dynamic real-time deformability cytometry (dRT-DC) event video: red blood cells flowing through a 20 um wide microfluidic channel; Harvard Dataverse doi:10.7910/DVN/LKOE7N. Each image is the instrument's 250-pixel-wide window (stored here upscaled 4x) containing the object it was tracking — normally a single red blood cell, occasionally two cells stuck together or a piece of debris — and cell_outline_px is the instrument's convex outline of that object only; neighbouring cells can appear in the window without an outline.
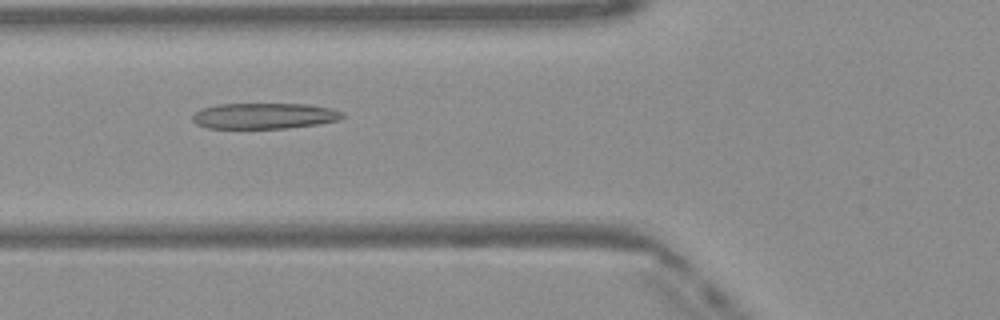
{"species": "Egyptian fruit bat (a non-hibernating species)", "species_latin": "Rousettus aegyptiacus", "temperature_condition": "warm", "stored_images_in_passage": 50, "camera_frame_rate_fps": 3000, "um_per_image_px": 0.085, "frame": {"image": 1, "passage_image": 19, "time_ms": 6.0, "image_size_px": [1000, 320], "cell_outline_px": [[344, 116], [340, 120], [316, 124], [288, 128], [208, 128], [196, 124], [192, 120], [192, 116], [200, 108], [220, 104], [308, 104], [332, 108], [340, 112]], "centroid_in_image_um": [22.44, 9.85], "position_along_channel_um": 103.4, "area_um2": 22.54}}
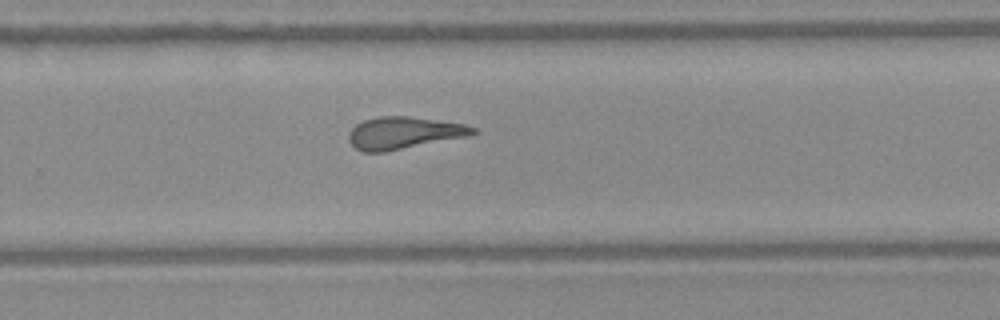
{"frame": {"image": 2, "passage_image": 33, "time_ms": 10.667, "image_size_px": [1000, 320], "cell_outline_px": [[480, 132], [464, 136], [388, 152], [364, 152], [356, 148], [348, 140], [348, 132], [356, 124], [364, 120], [376, 116], [408, 116], [464, 124], [476, 128]], "centroid_in_image_um": [34.27, 11.3], "position_along_channel_um": 295.5, "area_um2": 23.18}}
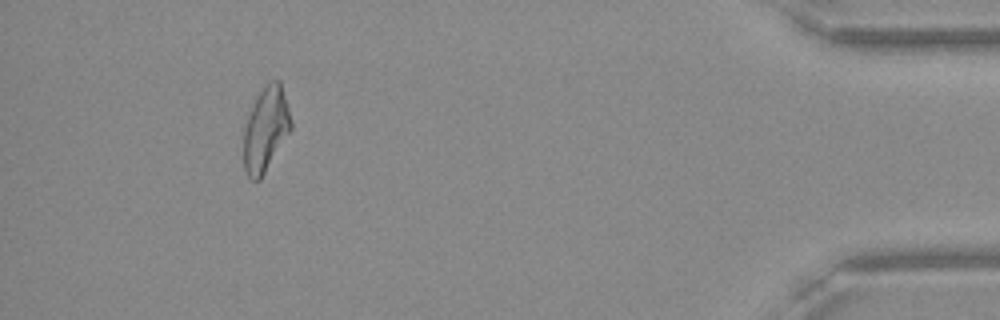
{"frame": {"image": 3, "passage_image": 46, "time_ms": 15.0, "image_size_px": [1000, 320], "cell_outline_px": [[292, 128], [260, 180], [252, 180], [248, 176], [244, 168], [244, 128], [248, 116], [256, 96], [272, 80], [280, 80], [292, 120]], "centroid_in_image_um": [22.59, 10.99], "position_along_channel_um": 412.6, "area_um2": 23.0}, "authors_computed_cell_mechanics": {"area_um2": 23.7558, "velocity_mm_per_s": 4.1067, "shape_relaxation_time_tau1_ms": null, "shape_relaxation_time_tau2_ms": 2.8052, "deformation_change_tau1": null, "deformation_change_tau2": 0.1179}}